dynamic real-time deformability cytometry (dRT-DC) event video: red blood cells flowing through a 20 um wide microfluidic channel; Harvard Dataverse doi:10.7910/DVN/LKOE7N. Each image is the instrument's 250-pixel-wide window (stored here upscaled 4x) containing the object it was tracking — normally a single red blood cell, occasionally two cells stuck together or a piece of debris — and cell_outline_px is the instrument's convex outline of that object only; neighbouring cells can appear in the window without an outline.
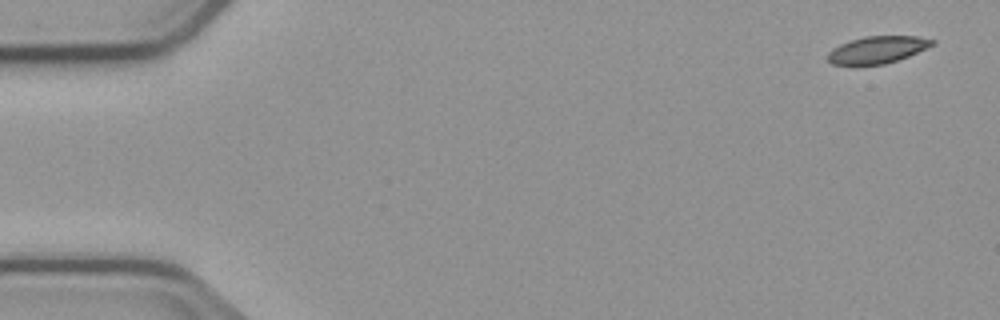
{"species": "common noctule bat (a hibernating species)", "species_latin": "Nyctalus noctula", "temperature_condition": "cold", "stored_images_in_passage": 4, "camera_frame_rate_fps": 3000, "um_per_image_px": 0.085, "animal": {"sex": "male", "body_mass_g": 23.1, "forearm_length_mm": 52.7}, "frame": {"image": 1, "passage_image": 1, "time_ms": 0.0, "image_size_px": [1000, 320], "cell_outline_px": [[936, 44], [908, 56], [884, 64], [832, 64], [828, 60], [828, 52], [832, 48], [840, 44], [864, 36], [916, 36], [936, 40]], "centroid_in_image_um": [74.6, 4.21], "position_along_channel_um": 10.4, "area_um2": 16.3}}